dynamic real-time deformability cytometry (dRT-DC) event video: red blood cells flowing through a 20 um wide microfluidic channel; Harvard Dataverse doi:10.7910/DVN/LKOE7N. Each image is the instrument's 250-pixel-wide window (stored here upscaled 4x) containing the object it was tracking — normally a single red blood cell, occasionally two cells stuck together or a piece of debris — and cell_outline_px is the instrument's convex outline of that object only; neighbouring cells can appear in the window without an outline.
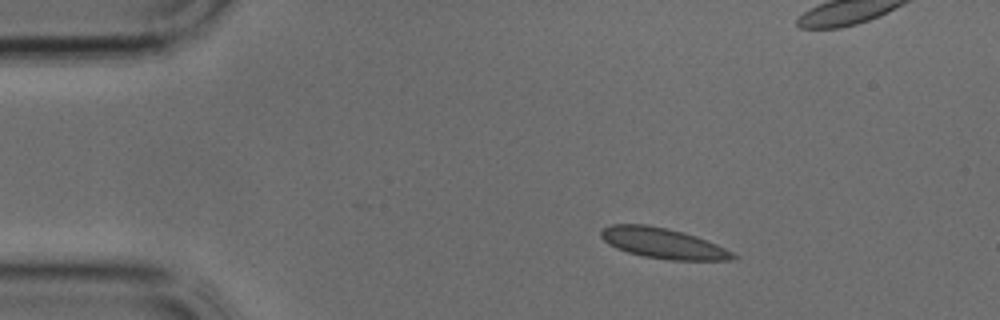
{"species": "common noctule bat (a hibernating species)", "species_latin": "Nyctalus noctula", "temperature_condition": "cold", "stored_images_in_passage": 34, "camera_frame_rate_fps": 3000, "um_per_image_px": 0.085, "animal": {"sex": "male", "body_mass_g": 17.9, "forearm_length_mm": 54.2}, "frame": {"image": 1, "passage_image": 1, "time_ms": 0.0, "image_size_px": [1000, 320], "cell_outline_px": [[740, 256], [728, 260], [672, 260], [644, 256], [628, 252], [616, 248], [608, 244], [600, 236], [600, 232], [604, 228], [612, 224], [648, 224], [668, 228], [684, 232], [696, 236], [716, 244]], "centroid_in_image_um": [56.34, 20.66], "position_along_channel_um": 28.7, "area_um2": 23.35}}
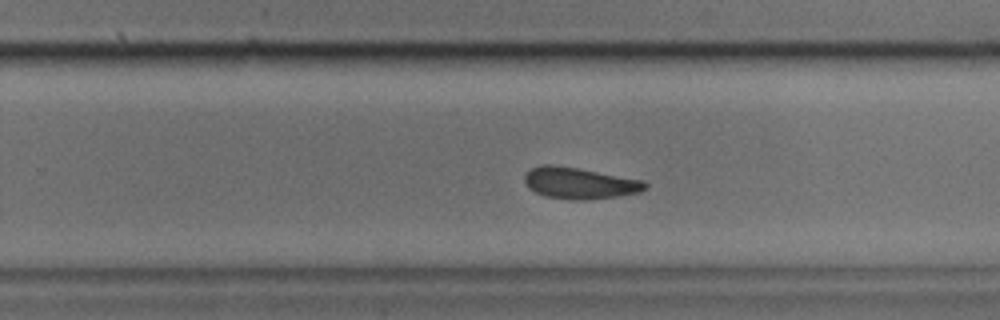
{"frame": {"image": 2, "passage_image": 19, "time_ms": 6.0, "image_size_px": [1000, 320], "cell_outline_px": [[648, 188], [640, 192], [616, 196], [588, 200], [568, 200], [544, 196], [528, 188], [524, 180], [524, 176], [532, 168], [540, 164], [552, 164], [580, 168], [644, 180], [648, 184]], "centroid_in_image_um": [49.27, 15.56], "position_along_channel_um": 280.5, "area_um2": 22.37}}
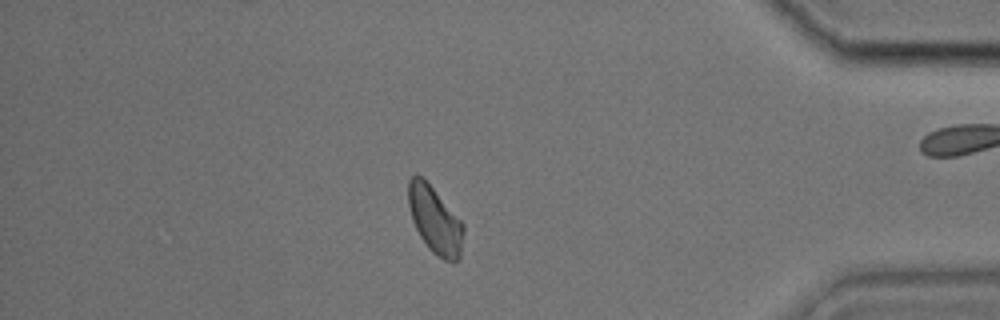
{"frame": {"image": 3, "passage_image": 28, "time_ms": 9.0, "image_size_px": [1000, 320], "cell_outline_px": [[464, 232], [460, 260], [452, 264], [444, 260], [432, 252], [428, 248], [420, 236], [412, 220], [408, 204], [408, 180], [416, 172], [424, 176], [464, 224]], "centroid_in_image_um": [36.98, 18.69], "position_along_channel_um": 398.2, "area_um2": 22.08}}